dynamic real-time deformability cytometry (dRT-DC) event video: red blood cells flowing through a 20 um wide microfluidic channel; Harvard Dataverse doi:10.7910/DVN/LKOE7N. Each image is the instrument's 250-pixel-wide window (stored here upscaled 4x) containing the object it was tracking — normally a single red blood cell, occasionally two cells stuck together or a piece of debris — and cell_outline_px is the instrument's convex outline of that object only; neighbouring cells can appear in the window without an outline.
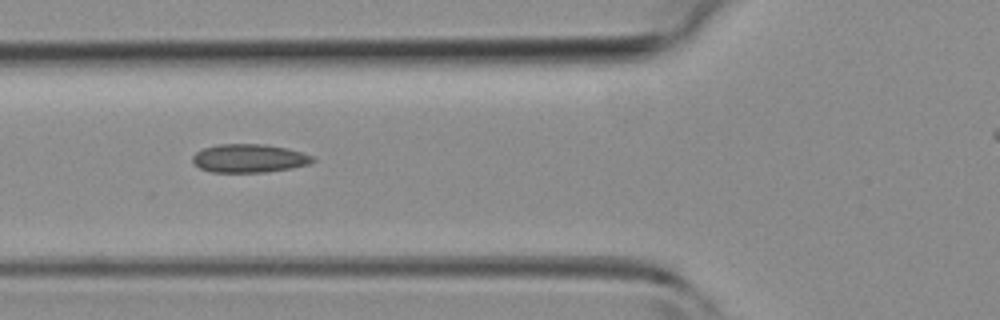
{"species": "common noctule bat (a hibernating species)", "species_latin": "Nyctalus noctula", "temperature_condition": "room temperature", "stored_images_in_passage": 2, "camera_frame_rate_fps": 3000, "um_per_image_px": 0.085, "animal": {"sex": "female", "body_mass_g": 19.3, "forearm_length_mm": 54.1}, "frame": {"image": 1, "passage_image": 2, "time_ms": 1.0, "image_size_px": [1000, 320], "cell_outline_px": [[316, 160], [308, 164], [292, 168], [264, 172], [212, 172], [200, 168], [192, 160], [192, 156], [196, 152], [204, 148], [220, 144], [264, 144], [288, 148], [312, 156]], "centroid_in_image_um": [21.18, 13.45], "position_along_channel_um": 104.6, "area_um2": 19.77}}